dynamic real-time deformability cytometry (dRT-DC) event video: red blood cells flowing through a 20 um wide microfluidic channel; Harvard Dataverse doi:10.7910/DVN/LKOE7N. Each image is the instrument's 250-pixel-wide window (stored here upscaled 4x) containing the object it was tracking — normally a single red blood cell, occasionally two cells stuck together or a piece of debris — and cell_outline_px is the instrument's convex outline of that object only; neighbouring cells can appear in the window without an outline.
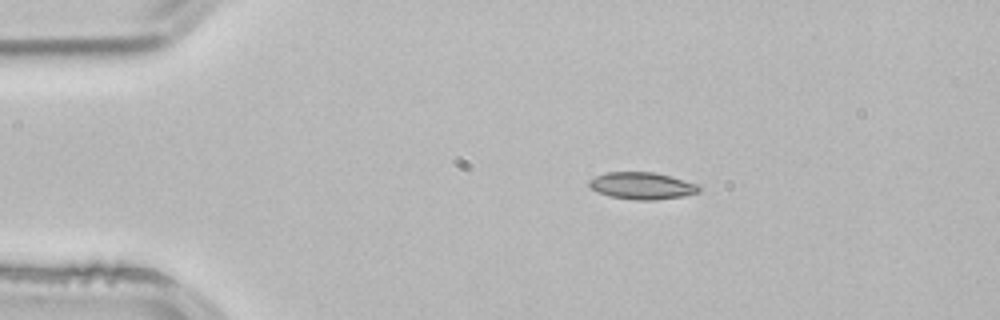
{"species": "common noctule bat (a hibernating species)", "species_latin": "Nyctalus noctula", "temperature_condition": "room temperature", "stored_images_in_passage": 3, "camera_frame_rate_fps": 3000, "um_per_image_px": 0.085, "animal": {"sex": "male", "body_mass_g": 21.5, "forearm_length_mm": 52.0}, "frame": {"image": 1, "passage_image": 2, "time_ms": 0.333, "image_size_px": [1000, 320], "cell_outline_px": [[700, 192], [684, 196], [656, 200], [636, 200], [612, 196], [600, 192], [592, 188], [588, 184], [588, 180], [596, 176], [608, 172], [656, 172], [672, 176], [696, 184], [700, 188]], "centroid_in_image_um": [54.6, 15.78], "position_along_channel_um": 30.4, "area_um2": 17.17}}